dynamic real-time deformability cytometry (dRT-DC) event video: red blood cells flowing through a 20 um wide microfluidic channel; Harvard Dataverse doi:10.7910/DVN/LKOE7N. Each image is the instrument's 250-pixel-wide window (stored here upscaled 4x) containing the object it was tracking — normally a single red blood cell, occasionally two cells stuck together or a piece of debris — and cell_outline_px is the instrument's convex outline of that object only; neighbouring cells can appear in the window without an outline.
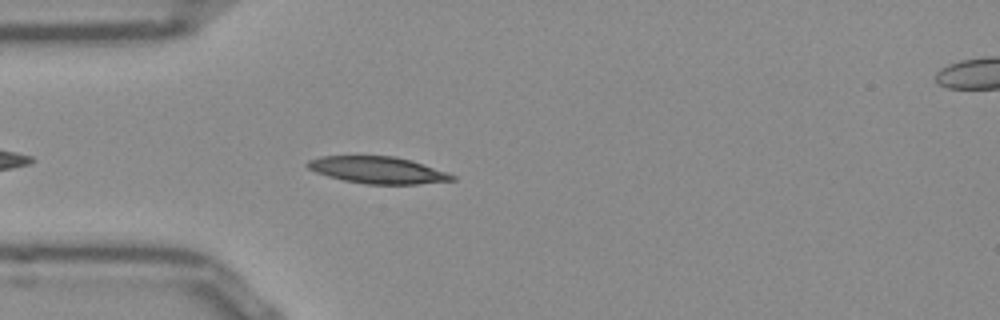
{"species": "Egyptian fruit bat (a non-hibernating species)", "species_latin": "Rousettus aegyptiacus", "temperature_condition": "room temperature", "stored_images_in_passage": 8, "camera_frame_rate_fps": 3000, "um_per_image_px": 0.085, "frame": {"image": 1, "passage_image": 4, "time_ms": 1.0, "image_size_px": [1000, 320], "cell_outline_px": [[456, 180], [416, 184], [364, 184], [344, 180], [328, 176], [316, 172], [308, 168], [304, 164], [308, 160], [320, 156], [396, 156], [412, 160], [448, 172], [456, 176]], "centroid_in_image_um": [32.12, 14.45], "position_along_channel_um": 52.9, "area_um2": 22.77}}
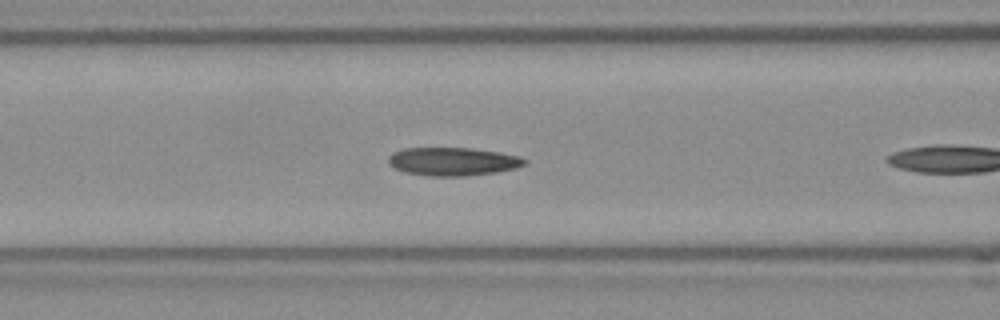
{"frame": {"image": 2, "passage_image": 7, "time_ms": 2.0, "image_size_px": [1000, 320], "cell_outline_px": [[528, 160], [524, 164], [516, 168], [496, 172], [464, 176], [428, 176], [404, 172], [388, 164], [388, 156], [392, 152], [404, 148], [468, 148], [500, 152], [520, 156]], "centroid_in_image_um": [38.47, 13.72], "position_along_channel_um": 128.1, "area_um2": 22.48}}